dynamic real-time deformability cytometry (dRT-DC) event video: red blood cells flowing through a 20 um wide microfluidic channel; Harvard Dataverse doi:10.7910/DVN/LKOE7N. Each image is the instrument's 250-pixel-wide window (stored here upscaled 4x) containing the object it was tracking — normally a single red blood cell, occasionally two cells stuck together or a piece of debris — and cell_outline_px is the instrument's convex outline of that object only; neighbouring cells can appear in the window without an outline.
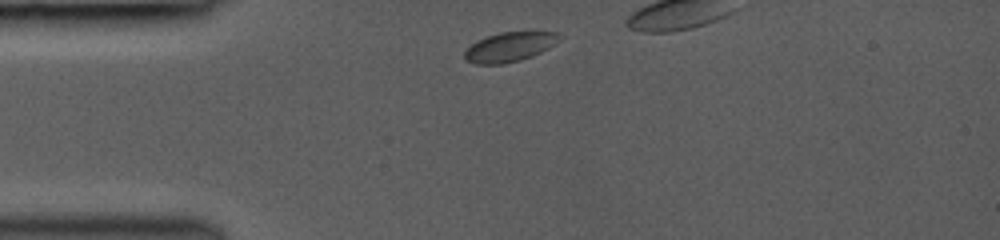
{"species": "common noctule bat (a hibernating species)", "species_latin": "Nyctalus noctula", "temperature_condition": "room temperature", "stored_images_in_passage": 15, "camera_frame_rate_fps": 3000, "um_per_image_px": 0.085, "animal": {"sex": "female", "body_mass_g": 19.0, "forearm_length_mm": 53.3}, "frame": {"image": 1, "passage_image": 1, "time_ms": 0.0, "image_size_px": [1000, 240], "cell_outline_px": [[564, 36], [560, 40], [548, 48], [532, 56], [520, 60], [504, 64], [476, 64], [464, 60], [464, 52], [476, 40], [500, 32], [560, 32]], "centroid_in_image_um": [43.33, 3.99], "position_along_channel_um": 41.7, "area_um2": 16.36}}
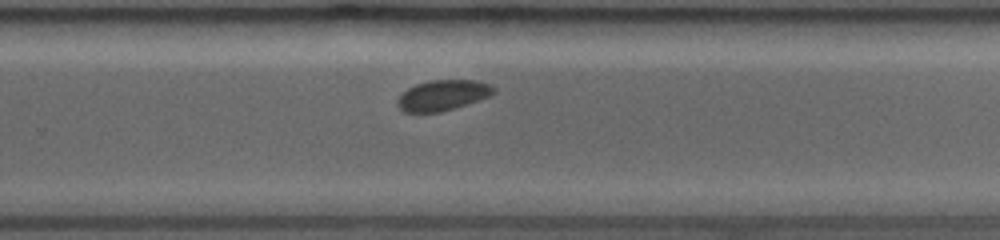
{"frame": {"image": 2, "passage_image": 11, "time_ms": 6.667, "image_size_px": [1000, 240], "cell_outline_px": [[496, 92], [488, 96], [440, 112], [404, 112], [396, 104], [396, 100], [408, 88], [416, 84], [428, 80], [476, 80], [492, 84], [496, 88]], "centroid_in_image_um": [37.63, 8.08], "position_along_channel_um": 292.2, "area_um2": 16.94}}
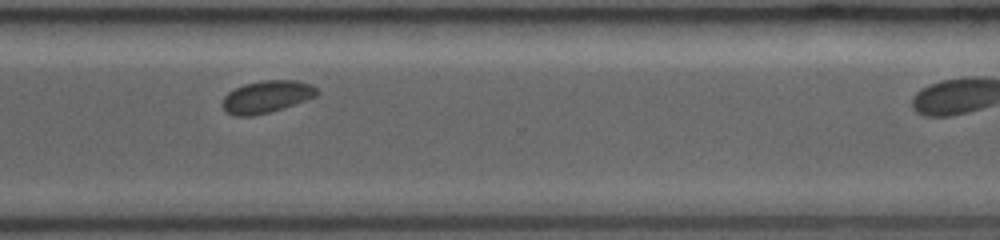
{"frame": {"image": 3, "passage_image": 13, "time_ms": 8.0, "image_size_px": [1000, 240], "cell_outline_px": [[320, 92], [316, 96], [268, 112], [252, 116], [236, 116], [224, 112], [220, 104], [224, 96], [228, 92], [244, 84], [264, 80], [296, 80], [312, 84]], "centroid_in_image_um": [22.61, 8.21], "position_along_channel_um": 348.0, "area_um2": 17.69}}